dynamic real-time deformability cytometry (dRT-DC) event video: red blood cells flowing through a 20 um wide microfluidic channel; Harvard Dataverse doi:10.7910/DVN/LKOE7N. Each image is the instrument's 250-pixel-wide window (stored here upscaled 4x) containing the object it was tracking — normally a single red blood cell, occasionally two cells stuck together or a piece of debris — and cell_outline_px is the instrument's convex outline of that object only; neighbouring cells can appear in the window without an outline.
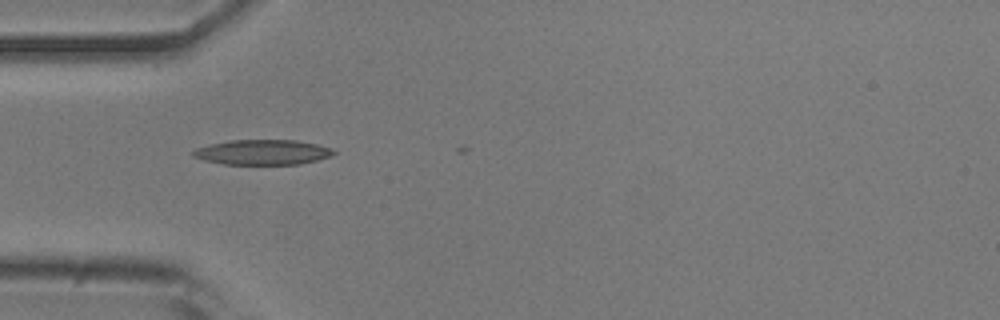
{"species": "common noctule bat (a hibernating species)", "species_latin": "Nyctalus noctula", "temperature_condition": "room temperature", "stored_images_in_passage": 3, "camera_frame_rate_fps": 3000, "um_per_image_px": 0.085, "animal": {"sex": "male", "body_mass_g": 20.5, "forearm_length_mm": 52.5}, "frame": {"image": 1, "passage_image": 1, "time_ms": 0.0, "image_size_px": [1000, 320], "cell_outline_px": [[336, 152], [332, 156], [300, 164], [224, 164], [204, 160], [192, 156], [192, 152], [196, 148], [208, 144], [228, 140], [296, 140], [316, 144], [332, 148]], "centroid_in_image_um": [22.31, 12.93], "position_along_channel_um": 62.7, "area_um2": 20.58}}